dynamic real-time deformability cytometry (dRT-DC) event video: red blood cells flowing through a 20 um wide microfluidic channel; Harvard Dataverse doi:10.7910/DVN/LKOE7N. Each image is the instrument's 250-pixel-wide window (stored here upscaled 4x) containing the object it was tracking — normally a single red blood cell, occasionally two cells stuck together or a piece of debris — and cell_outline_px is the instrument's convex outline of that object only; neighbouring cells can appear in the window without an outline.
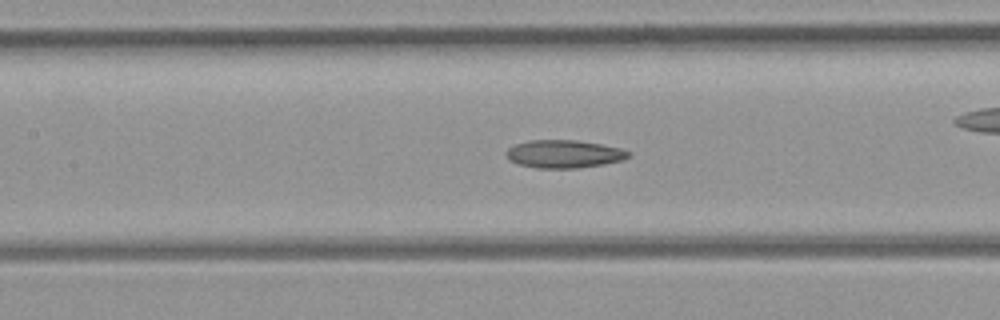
{"species": "common noctule bat (a hibernating species)", "species_latin": "Nyctalus noctula", "temperature_condition": "room temperature", "stored_images_in_passage": 44, "camera_frame_rate_fps": 3000, "um_per_image_px": 0.085, "animal": {"sex": "female", "body_mass_g": 21.9}, "frame": {"image": 1, "passage_image": 19, "time_ms": 6.0, "image_size_px": [1000, 320], "cell_outline_px": [[632, 156], [624, 160], [604, 164], [580, 168], [536, 168], [520, 164], [508, 160], [504, 152], [508, 148], [516, 144], [528, 140], [576, 140], [600, 144], [620, 148], [632, 152]], "centroid_in_image_um": [47.96, 13.09], "position_along_channel_um": 159.4, "area_um2": 20.11}}
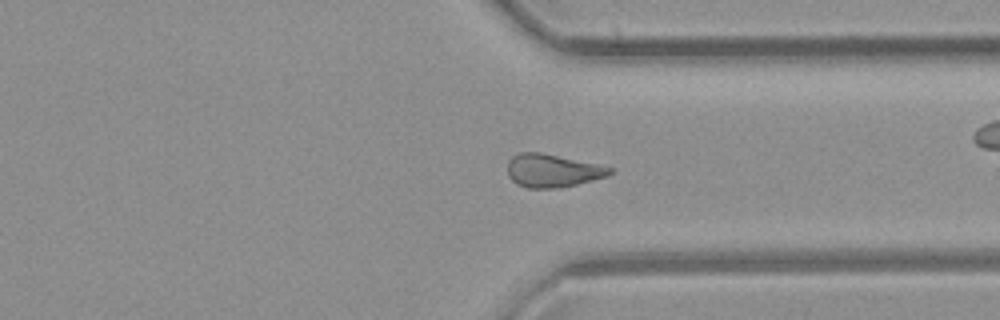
{"frame": {"image": 2, "passage_image": 32, "time_ms": 10.333, "image_size_px": [1000, 320], "cell_outline_px": [[612, 172], [608, 176], [576, 184], [556, 188], [528, 188], [516, 184], [508, 176], [508, 160], [512, 156], [520, 152], [540, 152], [600, 164], [612, 168]], "centroid_in_image_um": [46.95, 14.5], "position_along_channel_um": 364.5, "area_um2": 19.77}}